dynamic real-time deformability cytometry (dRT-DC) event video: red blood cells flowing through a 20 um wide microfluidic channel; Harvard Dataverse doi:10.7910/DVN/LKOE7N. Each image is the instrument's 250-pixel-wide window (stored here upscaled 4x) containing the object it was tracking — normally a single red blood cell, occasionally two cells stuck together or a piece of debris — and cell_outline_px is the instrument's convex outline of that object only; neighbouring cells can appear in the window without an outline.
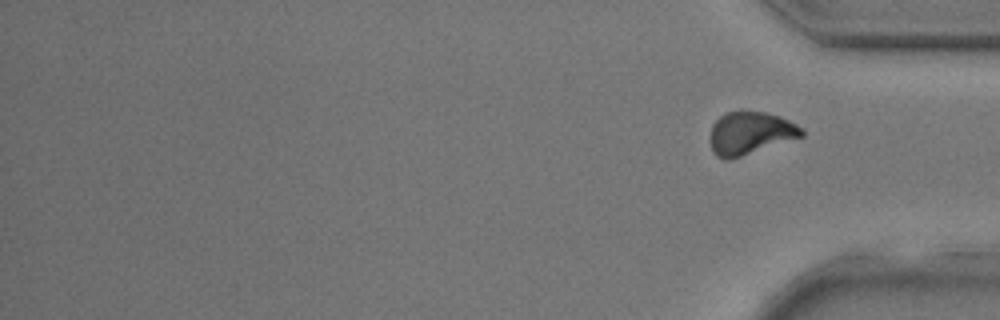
{"species": "common noctule bat (a hibernating species)", "species_latin": "Nyctalus noctula", "temperature_condition": "room temperature", "stored_images_in_passage": 37, "segment_of_instrument_passage": [2, 2], "camera_frame_rate_fps": 3000, "um_per_image_px": 0.085, "animal": {"sex": "male", "body_mass_g": 17.9, "forearm_length_mm": 54.2}, "frame": {"image": 1, "passage_image": 37, "time_ms": 12.0, "image_size_px": [1000, 320], "cell_outline_px": [[804, 136], [728, 160], [724, 160], [716, 156], [712, 152], [708, 140], [712, 124], [724, 112], [764, 112], [780, 116], [796, 124], [804, 132]], "centroid_in_image_um": [63.71, 11.33], "position_along_channel_um": 371.5, "area_um2": 22.83}}